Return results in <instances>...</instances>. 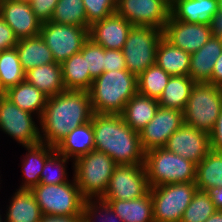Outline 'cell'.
<instances>
[{
    "instance_id": "cell-32",
    "label": "cell",
    "mask_w": 222,
    "mask_h": 222,
    "mask_svg": "<svg viewBox=\"0 0 222 222\" xmlns=\"http://www.w3.org/2000/svg\"><path fill=\"white\" fill-rule=\"evenodd\" d=\"M196 186L198 190L209 191L222 186V152L210 150L197 164Z\"/></svg>"
},
{
    "instance_id": "cell-1",
    "label": "cell",
    "mask_w": 222,
    "mask_h": 222,
    "mask_svg": "<svg viewBox=\"0 0 222 222\" xmlns=\"http://www.w3.org/2000/svg\"><path fill=\"white\" fill-rule=\"evenodd\" d=\"M92 115L86 90L65 89L49 97L38 124L41 142L56 147L72 130L90 122Z\"/></svg>"
},
{
    "instance_id": "cell-43",
    "label": "cell",
    "mask_w": 222,
    "mask_h": 222,
    "mask_svg": "<svg viewBox=\"0 0 222 222\" xmlns=\"http://www.w3.org/2000/svg\"><path fill=\"white\" fill-rule=\"evenodd\" d=\"M17 42L18 39L15 37L12 28L0 15V52L15 48Z\"/></svg>"
},
{
    "instance_id": "cell-33",
    "label": "cell",
    "mask_w": 222,
    "mask_h": 222,
    "mask_svg": "<svg viewBox=\"0 0 222 222\" xmlns=\"http://www.w3.org/2000/svg\"><path fill=\"white\" fill-rule=\"evenodd\" d=\"M16 48L0 52V84L6 91L25 80Z\"/></svg>"
},
{
    "instance_id": "cell-25",
    "label": "cell",
    "mask_w": 222,
    "mask_h": 222,
    "mask_svg": "<svg viewBox=\"0 0 222 222\" xmlns=\"http://www.w3.org/2000/svg\"><path fill=\"white\" fill-rule=\"evenodd\" d=\"M5 97L22 110L41 118L48 97L26 80L5 91Z\"/></svg>"
},
{
    "instance_id": "cell-7",
    "label": "cell",
    "mask_w": 222,
    "mask_h": 222,
    "mask_svg": "<svg viewBox=\"0 0 222 222\" xmlns=\"http://www.w3.org/2000/svg\"><path fill=\"white\" fill-rule=\"evenodd\" d=\"M73 180L62 184H41L31 192L35 196L43 215L82 216L84 198Z\"/></svg>"
},
{
    "instance_id": "cell-19",
    "label": "cell",
    "mask_w": 222,
    "mask_h": 222,
    "mask_svg": "<svg viewBox=\"0 0 222 222\" xmlns=\"http://www.w3.org/2000/svg\"><path fill=\"white\" fill-rule=\"evenodd\" d=\"M222 53V39L214 35L191 54L189 77L195 83H209L217 59Z\"/></svg>"
},
{
    "instance_id": "cell-8",
    "label": "cell",
    "mask_w": 222,
    "mask_h": 222,
    "mask_svg": "<svg viewBox=\"0 0 222 222\" xmlns=\"http://www.w3.org/2000/svg\"><path fill=\"white\" fill-rule=\"evenodd\" d=\"M154 222H180L197 191L196 182H181L151 187Z\"/></svg>"
},
{
    "instance_id": "cell-3",
    "label": "cell",
    "mask_w": 222,
    "mask_h": 222,
    "mask_svg": "<svg viewBox=\"0 0 222 222\" xmlns=\"http://www.w3.org/2000/svg\"><path fill=\"white\" fill-rule=\"evenodd\" d=\"M93 113L121 114L138 92L137 76L126 70L102 73L88 90Z\"/></svg>"
},
{
    "instance_id": "cell-42",
    "label": "cell",
    "mask_w": 222,
    "mask_h": 222,
    "mask_svg": "<svg viewBox=\"0 0 222 222\" xmlns=\"http://www.w3.org/2000/svg\"><path fill=\"white\" fill-rule=\"evenodd\" d=\"M126 69V60L122 50L105 49V72Z\"/></svg>"
},
{
    "instance_id": "cell-22",
    "label": "cell",
    "mask_w": 222,
    "mask_h": 222,
    "mask_svg": "<svg viewBox=\"0 0 222 222\" xmlns=\"http://www.w3.org/2000/svg\"><path fill=\"white\" fill-rule=\"evenodd\" d=\"M4 222H39L43 213L31 190L16 189L13 193Z\"/></svg>"
},
{
    "instance_id": "cell-16",
    "label": "cell",
    "mask_w": 222,
    "mask_h": 222,
    "mask_svg": "<svg viewBox=\"0 0 222 222\" xmlns=\"http://www.w3.org/2000/svg\"><path fill=\"white\" fill-rule=\"evenodd\" d=\"M211 25L187 23L171 15L163 29V37L190 55L198 51L212 36Z\"/></svg>"
},
{
    "instance_id": "cell-30",
    "label": "cell",
    "mask_w": 222,
    "mask_h": 222,
    "mask_svg": "<svg viewBox=\"0 0 222 222\" xmlns=\"http://www.w3.org/2000/svg\"><path fill=\"white\" fill-rule=\"evenodd\" d=\"M194 84L189 76H171L157 100L159 106L184 111Z\"/></svg>"
},
{
    "instance_id": "cell-37",
    "label": "cell",
    "mask_w": 222,
    "mask_h": 222,
    "mask_svg": "<svg viewBox=\"0 0 222 222\" xmlns=\"http://www.w3.org/2000/svg\"><path fill=\"white\" fill-rule=\"evenodd\" d=\"M69 158L55 151L46 161L40 175L41 184H62L69 182L67 164Z\"/></svg>"
},
{
    "instance_id": "cell-34",
    "label": "cell",
    "mask_w": 222,
    "mask_h": 222,
    "mask_svg": "<svg viewBox=\"0 0 222 222\" xmlns=\"http://www.w3.org/2000/svg\"><path fill=\"white\" fill-rule=\"evenodd\" d=\"M51 21L57 24L90 28L83 0H58Z\"/></svg>"
},
{
    "instance_id": "cell-31",
    "label": "cell",
    "mask_w": 222,
    "mask_h": 222,
    "mask_svg": "<svg viewBox=\"0 0 222 222\" xmlns=\"http://www.w3.org/2000/svg\"><path fill=\"white\" fill-rule=\"evenodd\" d=\"M62 75L65 89L86 90L91 88L93 78L87 69L86 58L77 52L62 64Z\"/></svg>"
},
{
    "instance_id": "cell-53",
    "label": "cell",
    "mask_w": 222,
    "mask_h": 222,
    "mask_svg": "<svg viewBox=\"0 0 222 222\" xmlns=\"http://www.w3.org/2000/svg\"><path fill=\"white\" fill-rule=\"evenodd\" d=\"M15 1H24V2H30L31 0H15Z\"/></svg>"
},
{
    "instance_id": "cell-49",
    "label": "cell",
    "mask_w": 222,
    "mask_h": 222,
    "mask_svg": "<svg viewBox=\"0 0 222 222\" xmlns=\"http://www.w3.org/2000/svg\"><path fill=\"white\" fill-rule=\"evenodd\" d=\"M205 222H222V210H216Z\"/></svg>"
},
{
    "instance_id": "cell-21",
    "label": "cell",
    "mask_w": 222,
    "mask_h": 222,
    "mask_svg": "<svg viewBox=\"0 0 222 222\" xmlns=\"http://www.w3.org/2000/svg\"><path fill=\"white\" fill-rule=\"evenodd\" d=\"M26 155L22 159V184L18 189L31 190L40 182V175L44 167L45 161L56 151L55 147L45 143L24 146Z\"/></svg>"
},
{
    "instance_id": "cell-38",
    "label": "cell",
    "mask_w": 222,
    "mask_h": 222,
    "mask_svg": "<svg viewBox=\"0 0 222 222\" xmlns=\"http://www.w3.org/2000/svg\"><path fill=\"white\" fill-rule=\"evenodd\" d=\"M123 222L102 198L85 199L82 209V222Z\"/></svg>"
},
{
    "instance_id": "cell-29",
    "label": "cell",
    "mask_w": 222,
    "mask_h": 222,
    "mask_svg": "<svg viewBox=\"0 0 222 222\" xmlns=\"http://www.w3.org/2000/svg\"><path fill=\"white\" fill-rule=\"evenodd\" d=\"M123 222H154L150 191L134 200H105Z\"/></svg>"
},
{
    "instance_id": "cell-9",
    "label": "cell",
    "mask_w": 222,
    "mask_h": 222,
    "mask_svg": "<svg viewBox=\"0 0 222 222\" xmlns=\"http://www.w3.org/2000/svg\"><path fill=\"white\" fill-rule=\"evenodd\" d=\"M163 37V30L133 26L123 46L126 68L137 77L156 64V50Z\"/></svg>"
},
{
    "instance_id": "cell-13",
    "label": "cell",
    "mask_w": 222,
    "mask_h": 222,
    "mask_svg": "<svg viewBox=\"0 0 222 222\" xmlns=\"http://www.w3.org/2000/svg\"><path fill=\"white\" fill-rule=\"evenodd\" d=\"M171 0H117L116 13L133 26L163 30L170 17Z\"/></svg>"
},
{
    "instance_id": "cell-28",
    "label": "cell",
    "mask_w": 222,
    "mask_h": 222,
    "mask_svg": "<svg viewBox=\"0 0 222 222\" xmlns=\"http://www.w3.org/2000/svg\"><path fill=\"white\" fill-rule=\"evenodd\" d=\"M25 72L49 63H54L52 52L39 35L20 39L15 46Z\"/></svg>"
},
{
    "instance_id": "cell-12",
    "label": "cell",
    "mask_w": 222,
    "mask_h": 222,
    "mask_svg": "<svg viewBox=\"0 0 222 222\" xmlns=\"http://www.w3.org/2000/svg\"><path fill=\"white\" fill-rule=\"evenodd\" d=\"M150 190L144 164L117 165L103 200H134Z\"/></svg>"
},
{
    "instance_id": "cell-6",
    "label": "cell",
    "mask_w": 222,
    "mask_h": 222,
    "mask_svg": "<svg viewBox=\"0 0 222 222\" xmlns=\"http://www.w3.org/2000/svg\"><path fill=\"white\" fill-rule=\"evenodd\" d=\"M222 110V88L195 83L183 111L184 124L211 133Z\"/></svg>"
},
{
    "instance_id": "cell-20",
    "label": "cell",
    "mask_w": 222,
    "mask_h": 222,
    "mask_svg": "<svg viewBox=\"0 0 222 222\" xmlns=\"http://www.w3.org/2000/svg\"><path fill=\"white\" fill-rule=\"evenodd\" d=\"M218 13V0H171L170 15L187 23L211 25Z\"/></svg>"
},
{
    "instance_id": "cell-4",
    "label": "cell",
    "mask_w": 222,
    "mask_h": 222,
    "mask_svg": "<svg viewBox=\"0 0 222 222\" xmlns=\"http://www.w3.org/2000/svg\"><path fill=\"white\" fill-rule=\"evenodd\" d=\"M73 177L84 199L103 198L117 164L104 152L94 149L72 161Z\"/></svg>"
},
{
    "instance_id": "cell-45",
    "label": "cell",
    "mask_w": 222,
    "mask_h": 222,
    "mask_svg": "<svg viewBox=\"0 0 222 222\" xmlns=\"http://www.w3.org/2000/svg\"><path fill=\"white\" fill-rule=\"evenodd\" d=\"M209 83L222 88V53L214 65Z\"/></svg>"
},
{
    "instance_id": "cell-17",
    "label": "cell",
    "mask_w": 222,
    "mask_h": 222,
    "mask_svg": "<svg viewBox=\"0 0 222 222\" xmlns=\"http://www.w3.org/2000/svg\"><path fill=\"white\" fill-rule=\"evenodd\" d=\"M0 15L18 40L40 34L42 23L36 18L30 2L0 0Z\"/></svg>"
},
{
    "instance_id": "cell-48",
    "label": "cell",
    "mask_w": 222,
    "mask_h": 222,
    "mask_svg": "<svg viewBox=\"0 0 222 222\" xmlns=\"http://www.w3.org/2000/svg\"><path fill=\"white\" fill-rule=\"evenodd\" d=\"M217 210H222V186L207 191Z\"/></svg>"
},
{
    "instance_id": "cell-23",
    "label": "cell",
    "mask_w": 222,
    "mask_h": 222,
    "mask_svg": "<svg viewBox=\"0 0 222 222\" xmlns=\"http://www.w3.org/2000/svg\"><path fill=\"white\" fill-rule=\"evenodd\" d=\"M25 80L37 87L48 98L65 90L62 67L56 62L28 70L25 73Z\"/></svg>"
},
{
    "instance_id": "cell-24",
    "label": "cell",
    "mask_w": 222,
    "mask_h": 222,
    "mask_svg": "<svg viewBox=\"0 0 222 222\" xmlns=\"http://www.w3.org/2000/svg\"><path fill=\"white\" fill-rule=\"evenodd\" d=\"M159 108L156 99L136 93L125 105L121 116L135 132H140L155 116Z\"/></svg>"
},
{
    "instance_id": "cell-47",
    "label": "cell",
    "mask_w": 222,
    "mask_h": 222,
    "mask_svg": "<svg viewBox=\"0 0 222 222\" xmlns=\"http://www.w3.org/2000/svg\"><path fill=\"white\" fill-rule=\"evenodd\" d=\"M211 30L214 36L222 39V12H218L213 16Z\"/></svg>"
},
{
    "instance_id": "cell-36",
    "label": "cell",
    "mask_w": 222,
    "mask_h": 222,
    "mask_svg": "<svg viewBox=\"0 0 222 222\" xmlns=\"http://www.w3.org/2000/svg\"><path fill=\"white\" fill-rule=\"evenodd\" d=\"M216 210L209 193L197 189L180 222H205Z\"/></svg>"
},
{
    "instance_id": "cell-18",
    "label": "cell",
    "mask_w": 222,
    "mask_h": 222,
    "mask_svg": "<svg viewBox=\"0 0 222 222\" xmlns=\"http://www.w3.org/2000/svg\"><path fill=\"white\" fill-rule=\"evenodd\" d=\"M133 25L117 13L90 25L89 38L105 49L122 50Z\"/></svg>"
},
{
    "instance_id": "cell-14",
    "label": "cell",
    "mask_w": 222,
    "mask_h": 222,
    "mask_svg": "<svg viewBox=\"0 0 222 222\" xmlns=\"http://www.w3.org/2000/svg\"><path fill=\"white\" fill-rule=\"evenodd\" d=\"M183 124V111L159 106L155 116L139 132L143 150L164 147L168 138Z\"/></svg>"
},
{
    "instance_id": "cell-10",
    "label": "cell",
    "mask_w": 222,
    "mask_h": 222,
    "mask_svg": "<svg viewBox=\"0 0 222 222\" xmlns=\"http://www.w3.org/2000/svg\"><path fill=\"white\" fill-rule=\"evenodd\" d=\"M40 36L52 52L55 62L62 64L82 50L89 39V28L50 21L41 24Z\"/></svg>"
},
{
    "instance_id": "cell-50",
    "label": "cell",
    "mask_w": 222,
    "mask_h": 222,
    "mask_svg": "<svg viewBox=\"0 0 222 222\" xmlns=\"http://www.w3.org/2000/svg\"><path fill=\"white\" fill-rule=\"evenodd\" d=\"M4 96H5V90L0 84V97H4Z\"/></svg>"
},
{
    "instance_id": "cell-39",
    "label": "cell",
    "mask_w": 222,
    "mask_h": 222,
    "mask_svg": "<svg viewBox=\"0 0 222 222\" xmlns=\"http://www.w3.org/2000/svg\"><path fill=\"white\" fill-rule=\"evenodd\" d=\"M86 58L90 76L95 79L105 72V48L95 44L90 38L84 43L80 51Z\"/></svg>"
},
{
    "instance_id": "cell-11",
    "label": "cell",
    "mask_w": 222,
    "mask_h": 222,
    "mask_svg": "<svg viewBox=\"0 0 222 222\" xmlns=\"http://www.w3.org/2000/svg\"><path fill=\"white\" fill-rule=\"evenodd\" d=\"M33 116L5 96L0 97V131L8 134L23 147L41 142L40 127L35 124Z\"/></svg>"
},
{
    "instance_id": "cell-5",
    "label": "cell",
    "mask_w": 222,
    "mask_h": 222,
    "mask_svg": "<svg viewBox=\"0 0 222 222\" xmlns=\"http://www.w3.org/2000/svg\"><path fill=\"white\" fill-rule=\"evenodd\" d=\"M144 168L150 188L171 183L196 182L197 164L164 147L145 152Z\"/></svg>"
},
{
    "instance_id": "cell-2",
    "label": "cell",
    "mask_w": 222,
    "mask_h": 222,
    "mask_svg": "<svg viewBox=\"0 0 222 222\" xmlns=\"http://www.w3.org/2000/svg\"><path fill=\"white\" fill-rule=\"evenodd\" d=\"M95 149L110 156L117 165L144 164L145 151L138 132L121 114L92 115Z\"/></svg>"
},
{
    "instance_id": "cell-40",
    "label": "cell",
    "mask_w": 222,
    "mask_h": 222,
    "mask_svg": "<svg viewBox=\"0 0 222 222\" xmlns=\"http://www.w3.org/2000/svg\"><path fill=\"white\" fill-rule=\"evenodd\" d=\"M117 0H83L89 25L116 13Z\"/></svg>"
},
{
    "instance_id": "cell-41",
    "label": "cell",
    "mask_w": 222,
    "mask_h": 222,
    "mask_svg": "<svg viewBox=\"0 0 222 222\" xmlns=\"http://www.w3.org/2000/svg\"><path fill=\"white\" fill-rule=\"evenodd\" d=\"M58 0H31L30 5L36 18L41 22H50Z\"/></svg>"
},
{
    "instance_id": "cell-44",
    "label": "cell",
    "mask_w": 222,
    "mask_h": 222,
    "mask_svg": "<svg viewBox=\"0 0 222 222\" xmlns=\"http://www.w3.org/2000/svg\"><path fill=\"white\" fill-rule=\"evenodd\" d=\"M211 149L222 152V110L216 120L213 131L210 133Z\"/></svg>"
},
{
    "instance_id": "cell-27",
    "label": "cell",
    "mask_w": 222,
    "mask_h": 222,
    "mask_svg": "<svg viewBox=\"0 0 222 222\" xmlns=\"http://www.w3.org/2000/svg\"><path fill=\"white\" fill-rule=\"evenodd\" d=\"M191 55L167 41L164 37L158 43L156 64L171 76H189Z\"/></svg>"
},
{
    "instance_id": "cell-35",
    "label": "cell",
    "mask_w": 222,
    "mask_h": 222,
    "mask_svg": "<svg viewBox=\"0 0 222 222\" xmlns=\"http://www.w3.org/2000/svg\"><path fill=\"white\" fill-rule=\"evenodd\" d=\"M170 77L157 64L152 65L137 77L138 93L158 100Z\"/></svg>"
},
{
    "instance_id": "cell-26",
    "label": "cell",
    "mask_w": 222,
    "mask_h": 222,
    "mask_svg": "<svg viewBox=\"0 0 222 222\" xmlns=\"http://www.w3.org/2000/svg\"><path fill=\"white\" fill-rule=\"evenodd\" d=\"M95 149L92 120L72 130L55 150L71 160L88 154ZM72 158V159H71Z\"/></svg>"
},
{
    "instance_id": "cell-51",
    "label": "cell",
    "mask_w": 222,
    "mask_h": 222,
    "mask_svg": "<svg viewBox=\"0 0 222 222\" xmlns=\"http://www.w3.org/2000/svg\"><path fill=\"white\" fill-rule=\"evenodd\" d=\"M218 12H222V0H218Z\"/></svg>"
},
{
    "instance_id": "cell-15",
    "label": "cell",
    "mask_w": 222,
    "mask_h": 222,
    "mask_svg": "<svg viewBox=\"0 0 222 222\" xmlns=\"http://www.w3.org/2000/svg\"><path fill=\"white\" fill-rule=\"evenodd\" d=\"M164 148L198 164L211 150L210 134L183 124L168 138Z\"/></svg>"
},
{
    "instance_id": "cell-46",
    "label": "cell",
    "mask_w": 222,
    "mask_h": 222,
    "mask_svg": "<svg viewBox=\"0 0 222 222\" xmlns=\"http://www.w3.org/2000/svg\"><path fill=\"white\" fill-rule=\"evenodd\" d=\"M39 222H82V216H48L43 215Z\"/></svg>"
},
{
    "instance_id": "cell-52",
    "label": "cell",
    "mask_w": 222,
    "mask_h": 222,
    "mask_svg": "<svg viewBox=\"0 0 222 222\" xmlns=\"http://www.w3.org/2000/svg\"><path fill=\"white\" fill-rule=\"evenodd\" d=\"M1 211V210H0ZM2 214L0 213V222H4V219H2Z\"/></svg>"
}]
</instances>
